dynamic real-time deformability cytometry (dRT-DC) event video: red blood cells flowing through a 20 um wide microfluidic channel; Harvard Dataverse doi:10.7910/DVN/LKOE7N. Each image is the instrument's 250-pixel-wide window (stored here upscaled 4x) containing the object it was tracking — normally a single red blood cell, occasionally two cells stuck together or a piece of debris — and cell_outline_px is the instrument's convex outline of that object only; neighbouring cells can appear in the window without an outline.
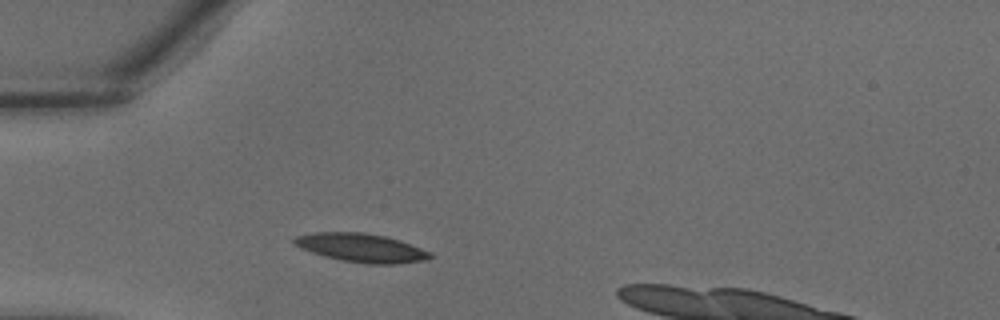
{"species": "common noctule bat (a hibernating species)", "species_latin": "Nyctalus noctula", "temperature_condition": "warm", "stored_images_in_passage": 27, "camera_frame_rate_fps": 3000, "um_per_image_px": 0.085, "animal": {"sex": "male", "body_mass_g": 18.8}, "frame": {"image": 1, "passage_image": 4, "time_ms": 1.0, "image_size_px": [1000, 320], "cell_outline_px": [[432, 256], [420, 260], [396, 264], [368, 264], [344, 260], [324, 256], [300, 248], [292, 244], [292, 240], [296, 236], [312, 232], [364, 232], [384, 236], [400, 240], [432, 252]], "centroid_in_image_um": [30.66, 21.05], "position_along_channel_um": 54.3, "area_um2": 22.54}}
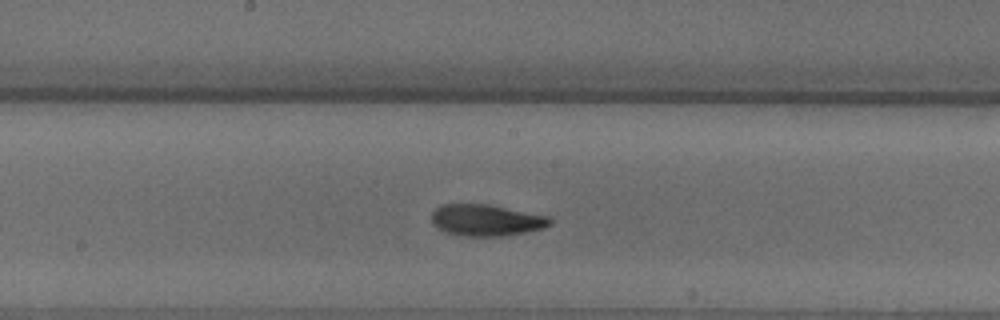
{"frame": {"image": 2, "passage_image": 13, "time_ms": 4.0, "image_size_px": [1000, 320], "cell_outline_px": [[552, 224], [544, 228], [528, 232], [504, 236], [456, 236], [444, 232], [436, 228], [432, 224], [432, 212], [440, 204], [488, 204], [548, 216], [552, 220]], "centroid_in_image_um": [41.3, 18.73], "position_along_channel_um": 206.9, "area_um2": 22.08}}
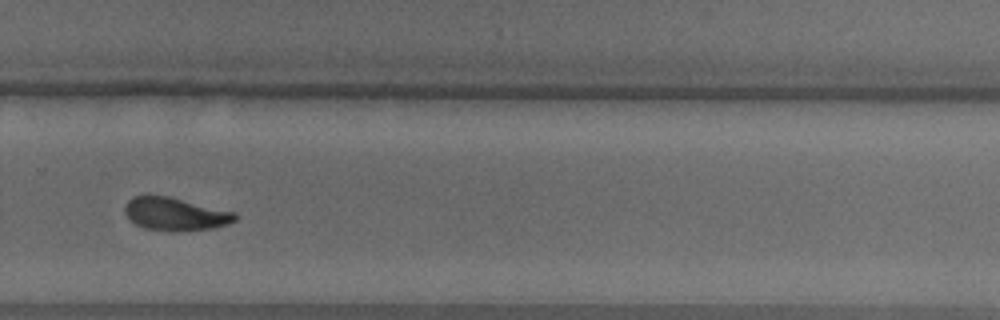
{"frame": {"image": 3, "passage_image": 19, "time_ms": 6.0, "image_size_px": [1000, 320], "cell_outline_px": [[236, 220], [228, 224], [216, 228], [176, 232], [172, 232], [144, 228], [136, 224], [124, 212], [124, 208], [128, 200], [132, 196], [168, 196], [236, 212]], "centroid_in_image_um": [14.92, 18.21], "position_along_channel_um": 314.9, "area_um2": 21.27}}